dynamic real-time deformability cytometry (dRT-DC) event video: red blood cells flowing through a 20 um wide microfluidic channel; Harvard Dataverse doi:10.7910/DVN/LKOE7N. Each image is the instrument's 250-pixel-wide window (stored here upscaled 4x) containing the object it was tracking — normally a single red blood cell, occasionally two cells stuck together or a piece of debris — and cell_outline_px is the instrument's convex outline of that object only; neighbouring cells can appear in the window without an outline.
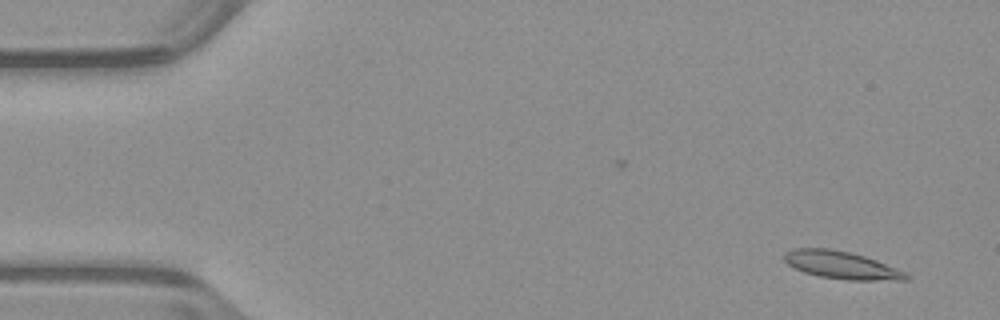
{"species": "common noctule bat (a hibernating species)", "species_latin": "Nyctalus noctula", "temperature_condition": "warm", "stored_images_in_passage": 53, "camera_frame_rate_fps": 3000, "um_per_image_px": 0.085, "animal": {"sex": "male", "body_mass_g": 23.1, "forearm_length_mm": 52.7}, "frame": {"image": 1, "passage_image": 4, "time_ms": 1.0, "image_size_px": [1000, 320], "cell_outline_px": [[908, 280], [848, 280], [820, 276], [804, 272], [788, 264], [784, 260], [784, 252], [792, 248], [828, 248], [852, 252], [876, 260], [904, 272], [908, 276]], "centroid_in_image_um": [71.48, 22.52], "position_along_channel_um": 13.5, "area_um2": 19.42}}
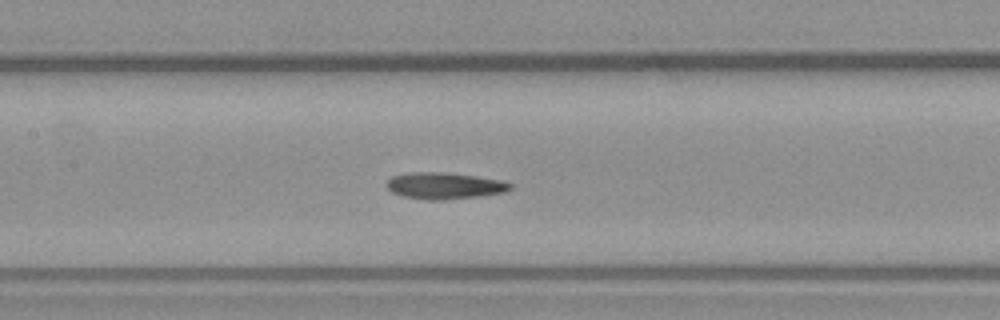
{"frame": {"image": 2, "passage_image": 25, "time_ms": 8.0, "image_size_px": [1000, 320], "cell_outline_px": [[512, 188], [508, 192], [480, 196], [444, 200], [424, 200], [404, 196], [392, 192], [388, 188], [388, 180], [392, 176], [404, 172], [448, 172], [504, 180], [512, 184]], "centroid_in_image_um": [37.83, 15.78], "position_along_channel_um": 169.6, "area_um2": 19.42}}
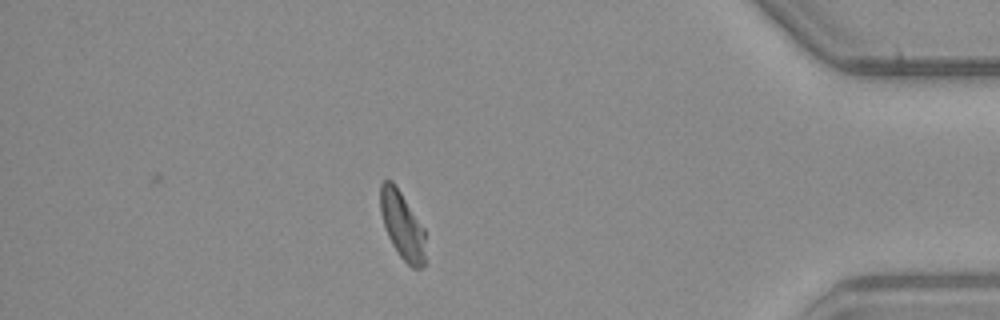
{"frame": {"image": 3, "passage_image": 46, "time_ms": 15.0, "image_size_px": [1000, 320], "cell_outline_px": [[424, 264], [420, 268], [412, 268], [400, 256], [392, 244], [388, 236], [380, 212], [380, 184], [384, 180], [392, 180], [424, 228]], "centroid_in_image_um": [34.17, 19.14], "position_along_channel_um": 401.0, "area_um2": 17.4}, "authors_computed_cell_mechanics": {"area_um2": 18.8428, "velocity_mm_per_s": 3.9419, "shape_relaxation_time_tau1_ms": 10.9932, "shape_relaxation_time_tau2_ms": 2.8049, "deformation_change_tau1": 0.2108, "deformation_change_tau2": 0.0813}}